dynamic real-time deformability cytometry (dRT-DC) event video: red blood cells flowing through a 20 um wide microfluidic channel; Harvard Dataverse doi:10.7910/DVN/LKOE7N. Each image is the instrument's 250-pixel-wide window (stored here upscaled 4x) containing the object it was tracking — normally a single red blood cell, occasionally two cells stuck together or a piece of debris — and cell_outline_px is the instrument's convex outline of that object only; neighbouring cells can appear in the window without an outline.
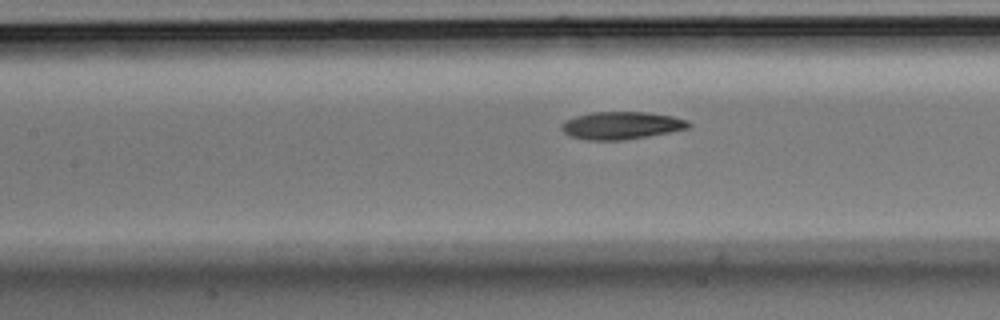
{"species": "Egyptian fruit bat (a non-hibernating species)", "species_latin": "Rousettus aegyptiacus", "temperature_condition": "room temperature", "stored_images_in_passage": 15, "camera_frame_rate_fps": 3000, "um_per_image_px": 0.085, "animal": {"sex": "male"}, "frame": {"image": 1, "passage_image": 13, "time_ms": 4.0, "image_size_px": [1000, 320], "cell_outline_px": [[692, 124], [688, 128], [648, 136], [624, 140], [588, 140], [568, 136], [560, 128], [560, 124], [564, 120], [576, 116], [592, 112], [648, 112], [672, 116], [688, 120]], "centroid_in_image_um": [52.78, 10.66], "position_along_channel_um": 154.6, "area_um2": 20.52}}